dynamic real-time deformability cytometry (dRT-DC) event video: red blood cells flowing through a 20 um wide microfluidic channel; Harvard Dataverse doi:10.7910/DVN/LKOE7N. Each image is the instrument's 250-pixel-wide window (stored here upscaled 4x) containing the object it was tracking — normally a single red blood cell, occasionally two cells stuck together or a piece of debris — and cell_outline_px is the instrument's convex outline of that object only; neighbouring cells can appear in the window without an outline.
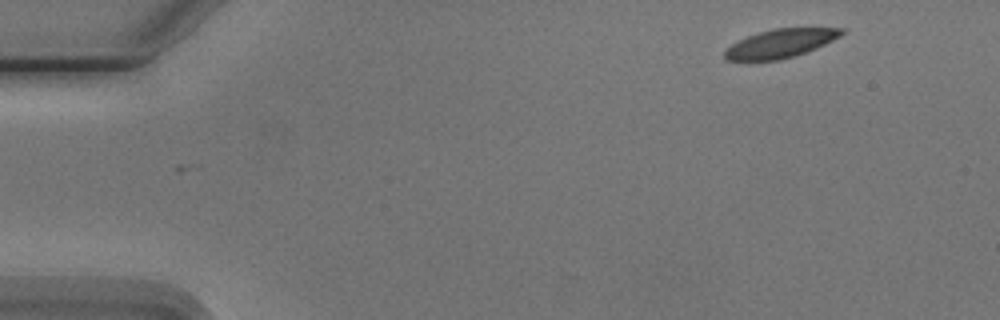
{"species": "Egyptian fruit bat (a non-hibernating species)", "species_latin": "Rousettus aegyptiacus", "temperature_condition": "cold", "stored_images_in_passage": 4, "camera_frame_rate_fps": 3000, "um_per_image_px": 0.085, "animal": {"sex": "male"}, "frame": {"image": 1, "passage_image": 1, "time_ms": 0.0, "image_size_px": [1000, 320], "cell_outline_px": [[844, 32], [840, 36], [816, 48], [780, 60], [728, 60], [724, 56], [724, 52], [732, 44], [748, 36], [772, 28], [844, 28]], "centroid_in_image_um": [66.34, 3.68], "position_along_channel_um": 18.7, "area_um2": 19.02}}
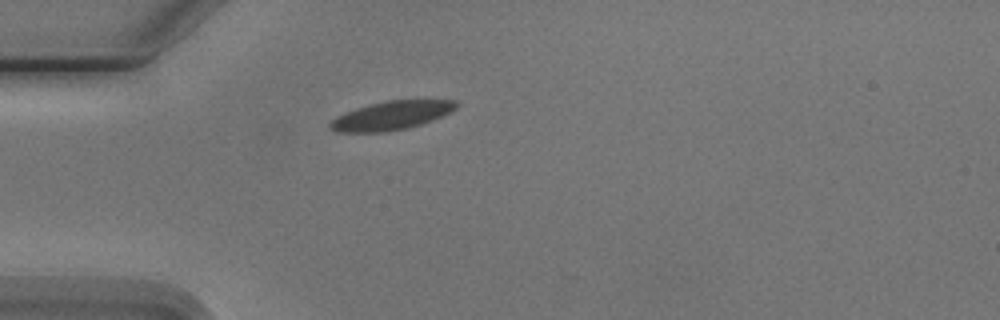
{"frame": {"image": 2, "passage_image": 4, "time_ms": 3.333, "image_size_px": [1000, 320], "cell_outline_px": [[460, 104], [452, 112], [432, 120], [408, 128], [384, 132], [336, 132], [328, 128], [328, 124], [336, 116], [356, 108], [388, 100], [456, 100]], "centroid_in_image_um": [33.27, 9.82], "position_along_channel_um": 51.7, "area_um2": 21.1}}